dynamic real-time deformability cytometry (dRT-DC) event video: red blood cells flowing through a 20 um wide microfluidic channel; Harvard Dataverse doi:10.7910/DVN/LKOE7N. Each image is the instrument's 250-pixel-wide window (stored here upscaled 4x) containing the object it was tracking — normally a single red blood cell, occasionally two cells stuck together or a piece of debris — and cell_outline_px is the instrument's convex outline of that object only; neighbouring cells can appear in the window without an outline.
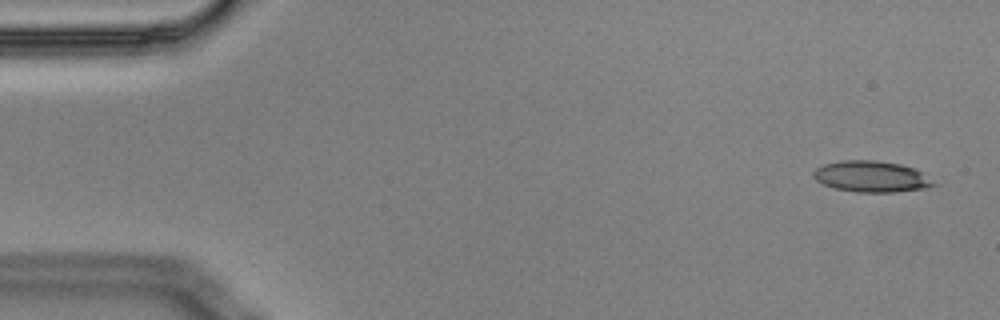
{"species": "Egyptian fruit bat (a non-hibernating species)", "species_latin": "Rousettus aegyptiacus", "temperature_condition": "cold", "stored_images_in_passage": 8, "camera_frame_rate_fps": 3000, "um_per_image_px": 0.085, "animal": {"sex": "male"}, "frame": {"image": 1, "passage_image": 1, "time_ms": 0.0, "image_size_px": [1000, 320], "cell_outline_px": [[936, 184], [928, 188], [896, 192], [856, 192], [832, 188], [816, 180], [812, 176], [812, 172], [816, 168], [824, 164], [844, 160], [872, 160], [900, 164], [912, 168], [920, 172]], "centroid_in_image_um": [74.01, 15.01], "position_along_channel_um": 11.0, "area_um2": 21.68}}
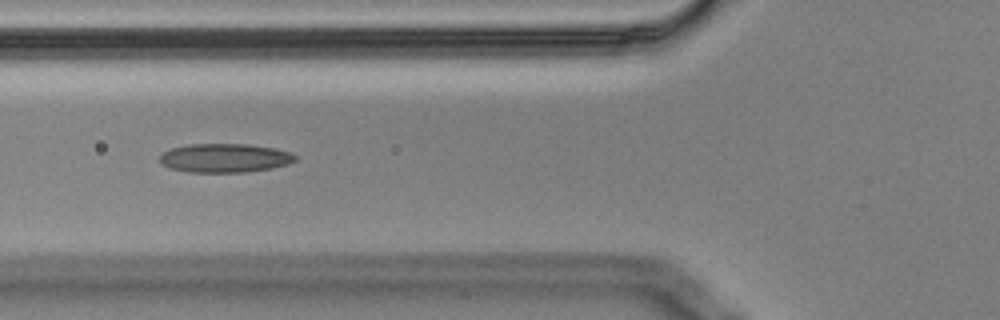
{"frame": {"image": 2, "passage_image": 6, "time_ms": 1.667, "image_size_px": [1000, 320], "cell_outline_px": [[296, 160], [288, 164], [272, 168], [244, 172], [188, 172], [168, 168], [160, 164], [160, 156], [164, 152], [172, 148], [188, 144], [248, 144], [272, 148], [288, 152], [296, 156]], "centroid_in_image_um": [19.06, 13.43], "position_along_channel_um": 106.7, "area_um2": 22.72}}
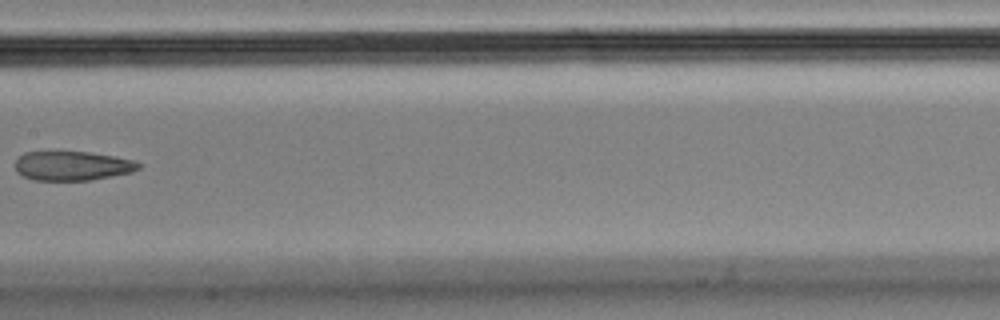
{"frame": {"image": 3, "passage_image": 8, "time_ms": 2.333, "image_size_px": [1000, 320], "cell_outline_px": [[140, 168], [132, 172], [112, 176], [88, 180], [32, 180], [16, 172], [16, 160], [24, 152], [88, 152], [136, 160], [140, 164]], "centroid_in_image_um": [6.15, 14.1], "position_along_channel_um": 201.2, "area_um2": 20.92}}